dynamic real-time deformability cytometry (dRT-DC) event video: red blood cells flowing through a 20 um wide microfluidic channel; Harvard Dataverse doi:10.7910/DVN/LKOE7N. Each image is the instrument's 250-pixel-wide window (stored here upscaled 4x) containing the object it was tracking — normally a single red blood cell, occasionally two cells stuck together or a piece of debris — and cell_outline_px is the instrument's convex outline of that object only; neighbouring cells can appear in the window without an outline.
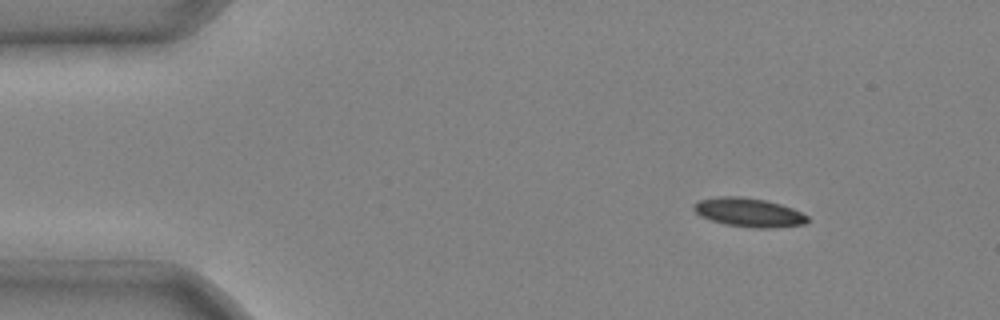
{"species": "common noctule bat (a hibernating species)", "species_latin": "Nyctalus noctula", "temperature_condition": "cold", "stored_images_in_passage": 4, "camera_frame_rate_fps": 3000, "um_per_image_px": 0.085, "animal": {"sex": "male", "body_mass_g": 20.4}, "frame": {"image": 1, "passage_image": 1, "time_ms": 0.0, "image_size_px": [1000, 320], "cell_outline_px": [[808, 224], [772, 228], [752, 228], [724, 224], [700, 216], [692, 208], [692, 204], [700, 200], [716, 196], [740, 196], [764, 200], [780, 204], [792, 208], [808, 216]], "centroid_in_image_um": [63.64, 18.06], "position_along_channel_um": 21.4, "area_um2": 19.25}}